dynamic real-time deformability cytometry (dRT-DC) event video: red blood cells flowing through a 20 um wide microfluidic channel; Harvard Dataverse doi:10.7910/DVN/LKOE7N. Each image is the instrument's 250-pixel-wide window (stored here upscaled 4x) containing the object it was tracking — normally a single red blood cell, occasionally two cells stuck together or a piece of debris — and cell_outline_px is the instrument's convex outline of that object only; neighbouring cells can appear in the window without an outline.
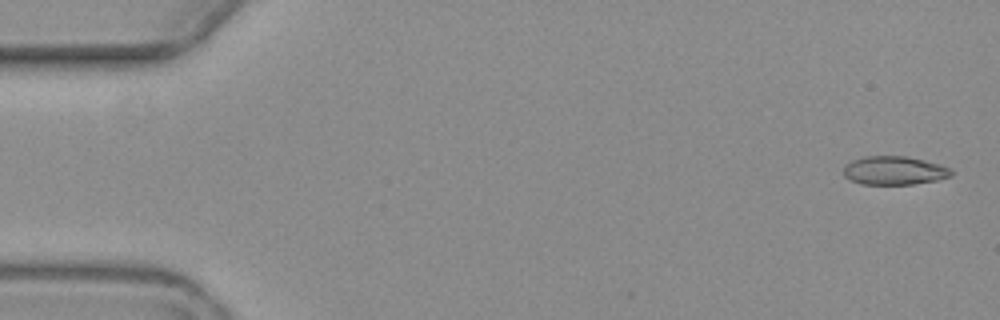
{"species": "common noctule bat (a hibernating species)", "species_latin": "Nyctalus noctula", "temperature_condition": "warm", "stored_images_in_passage": 5, "camera_frame_rate_fps": 3000, "um_per_image_px": 0.085, "animal": {"sex": "female", "body_mass_g": 19.3, "forearm_length_mm": 54.1}, "frame": {"image": 1, "passage_image": 1, "time_ms": 0.0, "image_size_px": [1000, 320], "cell_outline_px": [[952, 176], [936, 180], [912, 184], [860, 184], [844, 176], [844, 164], [852, 160], [864, 156], [908, 156], [940, 164], [952, 168]], "centroid_in_image_um": [76.02, 14.48], "position_along_channel_um": 9.0, "area_um2": 18.03}}